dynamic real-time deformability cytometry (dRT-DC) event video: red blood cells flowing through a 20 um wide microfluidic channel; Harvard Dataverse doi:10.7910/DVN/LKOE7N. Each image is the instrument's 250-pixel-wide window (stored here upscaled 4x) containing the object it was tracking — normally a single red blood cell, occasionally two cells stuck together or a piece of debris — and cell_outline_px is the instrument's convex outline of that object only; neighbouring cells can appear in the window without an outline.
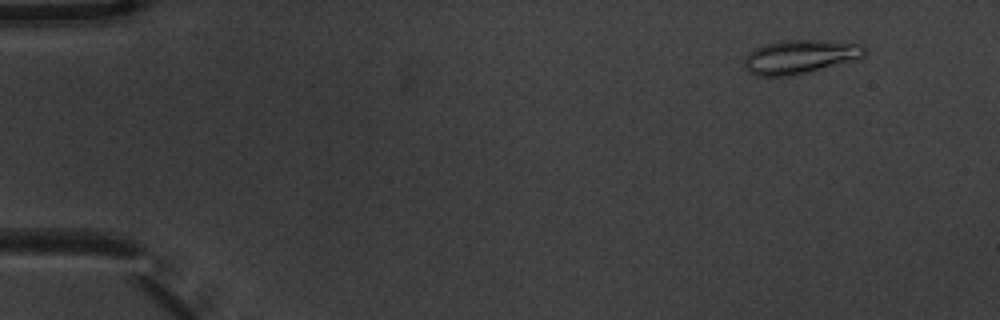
{"species": "common noctule bat (a hibernating species)", "species_latin": "Nyctalus noctula", "temperature_condition": "warm", "stored_images_in_passage": 6, "camera_frame_rate_fps": 3000, "um_per_image_px": 0.085, "animal": {"sex": "male", "body_mass_g": 20.1, "forearm_length_mm": 53.5}, "frame": {"image": 1, "passage_image": 1, "time_ms": 0.0, "image_size_px": [1000, 320], "cell_outline_px": [[868, 52], [864, 56], [852, 60], [796, 76], [756, 76], [748, 72], [744, 68], [744, 56], [748, 52], [764, 44], [784, 40], [816, 40], [864, 44], [868, 48]], "centroid_in_image_um": [67.98, 4.83], "position_along_channel_um": 17.0, "area_um2": 24.04}}
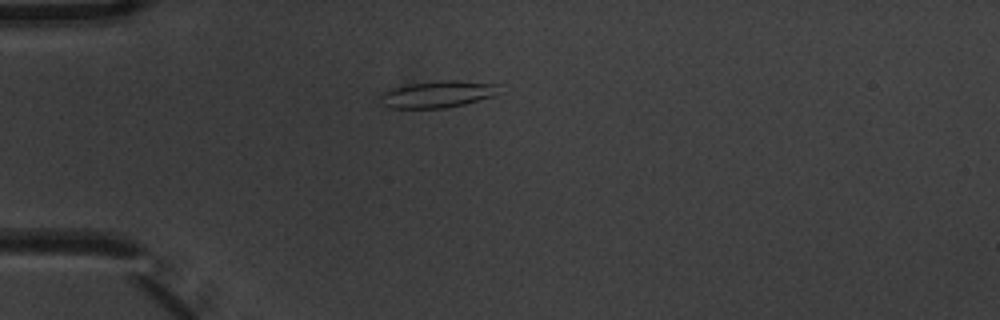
{"frame": {"image": 2, "passage_image": 4, "time_ms": 1.0, "image_size_px": [1000, 320], "cell_outline_px": [[500, 84], [492, 96], [464, 104], [448, 108], [388, 108], [380, 104], [380, 96], [384, 92], [392, 88], [408, 84], [444, 80], [456, 80]], "centroid_in_image_um": [37.13, 8.01], "position_along_channel_um": 47.9, "area_um2": 18.44}}
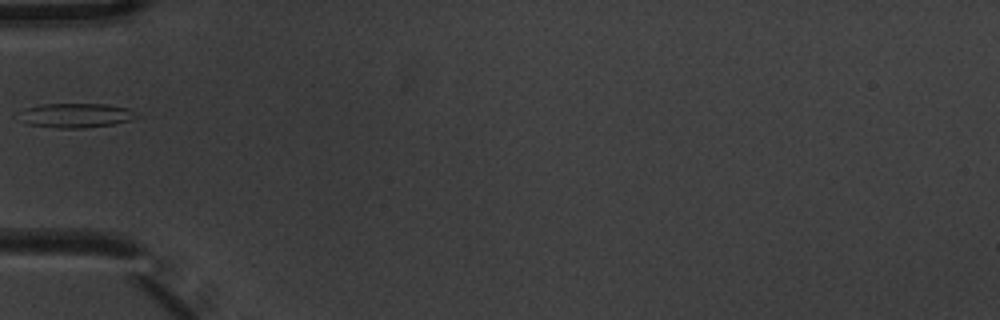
{"frame": {"image": 3, "passage_image": 5, "time_ms": 1.333, "image_size_px": [1000, 320], "cell_outline_px": [[140, 116], [132, 120], [112, 124], [84, 128], [60, 128], [28, 124], [16, 112], [24, 108], [40, 104], [108, 104], [132, 108], [140, 112]], "centroid_in_image_um": [6.53, 9.79], "position_along_channel_um": 78.5, "area_um2": 17.05}}